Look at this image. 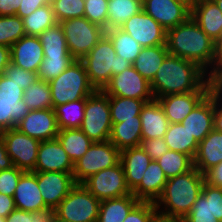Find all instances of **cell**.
I'll use <instances>...</instances> for the list:
<instances>
[{"label":"cell","mask_w":222,"mask_h":222,"mask_svg":"<svg viewBox=\"0 0 222 222\" xmlns=\"http://www.w3.org/2000/svg\"><path fill=\"white\" fill-rule=\"evenodd\" d=\"M154 98L211 92L209 75L196 63L168 54L150 82Z\"/></svg>","instance_id":"obj_1"},{"label":"cell","mask_w":222,"mask_h":222,"mask_svg":"<svg viewBox=\"0 0 222 222\" xmlns=\"http://www.w3.org/2000/svg\"><path fill=\"white\" fill-rule=\"evenodd\" d=\"M214 44L215 41L191 16L167 30L166 46L169 54L196 63L209 76L214 72Z\"/></svg>","instance_id":"obj_2"},{"label":"cell","mask_w":222,"mask_h":222,"mask_svg":"<svg viewBox=\"0 0 222 222\" xmlns=\"http://www.w3.org/2000/svg\"><path fill=\"white\" fill-rule=\"evenodd\" d=\"M204 183V174L195 167L182 175L169 178L154 203L158 214L182 220L191 211Z\"/></svg>","instance_id":"obj_3"},{"label":"cell","mask_w":222,"mask_h":222,"mask_svg":"<svg viewBox=\"0 0 222 222\" xmlns=\"http://www.w3.org/2000/svg\"><path fill=\"white\" fill-rule=\"evenodd\" d=\"M81 61L95 90H103L112 76L132 66L131 62L116 55L113 43L106 34Z\"/></svg>","instance_id":"obj_4"},{"label":"cell","mask_w":222,"mask_h":222,"mask_svg":"<svg viewBox=\"0 0 222 222\" xmlns=\"http://www.w3.org/2000/svg\"><path fill=\"white\" fill-rule=\"evenodd\" d=\"M53 108L86 99L95 88L90 84L81 60H74L58 77L50 80Z\"/></svg>","instance_id":"obj_5"},{"label":"cell","mask_w":222,"mask_h":222,"mask_svg":"<svg viewBox=\"0 0 222 222\" xmlns=\"http://www.w3.org/2000/svg\"><path fill=\"white\" fill-rule=\"evenodd\" d=\"M111 128L109 96L103 90H95L86 98L80 129L92 142H103L109 140Z\"/></svg>","instance_id":"obj_6"},{"label":"cell","mask_w":222,"mask_h":222,"mask_svg":"<svg viewBox=\"0 0 222 222\" xmlns=\"http://www.w3.org/2000/svg\"><path fill=\"white\" fill-rule=\"evenodd\" d=\"M69 53L81 60L105 34V29L91 23L85 17H77L60 22Z\"/></svg>","instance_id":"obj_7"},{"label":"cell","mask_w":222,"mask_h":222,"mask_svg":"<svg viewBox=\"0 0 222 222\" xmlns=\"http://www.w3.org/2000/svg\"><path fill=\"white\" fill-rule=\"evenodd\" d=\"M100 202L82 184H76L55 211L69 222H97Z\"/></svg>","instance_id":"obj_8"},{"label":"cell","mask_w":222,"mask_h":222,"mask_svg":"<svg viewBox=\"0 0 222 222\" xmlns=\"http://www.w3.org/2000/svg\"><path fill=\"white\" fill-rule=\"evenodd\" d=\"M120 162V151L109 141L93 142L87 152L74 163L73 176L81 184L89 176Z\"/></svg>","instance_id":"obj_9"},{"label":"cell","mask_w":222,"mask_h":222,"mask_svg":"<svg viewBox=\"0 0 222 222\" xmlns=\"http://www.w3.org/2000/svg\"><path fill=\"white\" fill-rule=\"evenodd\" d=\"M81 184L100 201L132 194L121 162L89 176Z\"/></svg>","instance_id":"obj_10"},{"label":"cell","mask_w":222,"mask_h":222,"mask_svg":"<svg viewBox=\"0 0 222 222\" xmlns=\"http://www.w3.org/2000/svg\"><path fill=\"white\" fill-rule=\"evenodd\" d=\"M1 136L13 165L24 172H33L37 162L40 141L16 128L2 131Z\"/></svg>","instance_id":"obj_11"},{"label":"cell","mask_w":222,"mask_h":222,"mask_svg":"<svg viewBox=\"0 0 222 222\" xmlns=\"http://www.w3.org/2000/svg\"><path fill=\"white\" fill-rule=\"evenodd\" d=\"M103 91L108 96L130 99L154 100L150 82L133 66L111 77Z\"/></svg>","instance_id":"obj_12"},{"label":"cell","mask_w":222,"mask_h":222,"mask_svg":"<svg viewBox=\"0 0 222 222\" xmlns=\"http://www.w3.org/2000/svg\"><path fill=\"white\" fill-rule=\"evenodd\" d=\"M143 48L166 45L167 30L143 10L130 17L121 27Z\"/></svg>","instance_id":"obj_13"},{"label":"cell","mask_w":222,"mask_h":222,"mask_svg":"<svg viewBox=\"0 0 222 222\" xmlns=\"http://www.w3.org/2000/svg\"><path fill=\"white\" fill-rule=\"evenodd\" d=\"M47 208L56 209L76 186L72 172H33Z\"/></svg>","instance_id":"obj_14"},{"label":"cell","mask_w":222,"mask_h":222,"mask_svg":"<svg viewBox=\"0 0 222 222\" xmlns=\"http://www.w3.org/2000/svg\"><path fill=\"white\" fill-rule=\"evenodd\" d=\"M183 222H222V188L203 184L201 194Z\"/></svg>","instance_id":"obj_15"},{"label":"cell","mask_w":222,"mask_h":222,"mask_svg":"<svg viewBox=\"0 0 222 222\" xmlns=\"http://www.w3.org/2000/svg\"><path fill=\"white\" fill-rule=\"evenodd\" d=\"M142 10L165 30L176 27L191 16V8L179 0H146Z\"/></svg>","instance_id":"obj_16"},{"label":"cell","mask_w":222,"mask_h":222,"mask_svg":"<svg viewBox=\"0 0 222 222\" xmlns=\"http://www.w3.org/2000/svg\"><path fill=\"white\" fill-rule=\"evenodd\" d=\"M16 129L40 142L55 139L59 132L53 109L29 111Z\"/></svg>","instance_id":"obj_17"},{"label":"cell","mask_w":222,"mask_h":222,"mask_svg":"<svg viewBox=\"0 0 222 222\" xmlns=\"http://www.w3.org/2000/svg\"><path fill=\"white\" fill-rule=\"evenodd\" d=\"M74 164L57 138L39 144L33 172H73Z\"/></svg>","instance_id":"obj_18"},{"label":"cell","mask_w":222,"mask_h":222,"mask_svg":"<svg viewBox=\"0 0 222 222\" xmlns=\"http://www.w3.org/2000/svg\"><path fill=\"white\" fill-rule=\"evenodd\" d=\"M11 62L24 70L38 73L44 59L38 36L25 35L10 47Z\"/></svg>","instance_id":"obj_19"},{"label":"cell","mask_w":222,"mask_h":222,"mask_svg":"<svg viewBox=\"0 0 222 222\" xmlns=\"http://www.w3.org/2000/svg\"><path fill=\"white\" fill-rule=\"evenodd\" d=\"M181 124L200 143L214 129V94L210 92Z\"/></svg>","instance_id":"obj_20"},{"label":"cell","mask_w":222,"mask_h":222,"mask_svg":"<svg viewBox=\"0 0 222 222\" xmlns=\"http://www.w3.org/2000/svg\"><path fill=\"white\" fill-rule=\"evenodd\" d=\"M210 92H189L157 98L165 116L172 123H181Z\"/></svg>","instance_id":"obj_21"},{"label":"cell","mask_w":222,"mask_h":222,"mask_svg":"<svg viewBox=\"0 0 222 222\" xmlns=\"http://www.w3.org/2000/svg\"><path fill=\"white\" fill-rule=\"evenodd\" d=\"M13 199L15 207L20 210L36 212L47 208L33 172H24L20 176Z\"/></svg>","instance_id":"obj_22"},{"label":"cell","mask_w":222,"mask_h":222,"mask_svg":"<svg viewBox=\"0 0 222 222\" xmlns=\"http://www.w3.org/2000/svg\"><path fill=\"white\" fill-rule=\"evenodd\" d=\"M191 17L214 41L222 34V12L213 0H199L191 8Z\"/></svg>","instance_id":"obj_23"},{"label":"cell","mask_w":222,"mask_h":222,"mask_svg":"<svg viewBox=\"0 0 222 222\" xmlns=\"http://www.w3.org/2000/svg\"><path fill=\"white\" fill-rule=\"evenodd\" d=\"M167 181L168 179L157 161L151 160L140 184L132 191V194L139 201L155 203L162 194Z\"/></svg>","instance_id":"obj_24"},{"label":"cell","mask_w":222,"mask_h":222,"mask_svg":"<svg viewBox=\"0 0 222 222\" xmlns=\"http://www.w3.org/2000/svg\"><path fill=\"white\" fill-rule=\"evenodd\" d=\"M142 140L164 137L170 122L157 99L146 102L140 113Z\"/></svg>","instance_id":"obj_25"},{"label":"cell","mask_w":222,"mask_h":222,"mask_svg":"<svg viewBox=\"0 0 222 222\" xmlns=\"http://www.w3.org/2000/svg\"><path fill=\"white\" fill-rule=\"evenodd\" d=\"M120 162L124 169L127 186L132 192L140 184L151 158L141 146H137L120 151Z\"/></svg>","instance_id":"obj_26"},{"label":"cell","mask_w":222,"mask_h":222,"mask_svg":"<svg viewBox=\"0 0 222 222\" xmlns=\"http://www.w3.org/2000/svg\"><path fill=\"white\" fill-rule=\"evenodd\" d=\"M222 162V133L213 129L199 144L194 167L204 174Z\"/></svg>","instance_id":"obj_27"},{"label":"cell","mask_w":222,"mask_h":222,"mask_svg":"<svg viewBox=\"0 0 222 222\" xmlns=\"http://www.w3.org/2000/svg\"><path fill=\"white\" fill-rule=\"evenodd\" d=\"M140 116L121 123H112L109 141L119 150L140 146L142 142Z\"/></svg>","instance_id":"obj_28"},{"label":"cell","mask_w":222,"mask_h":222,"mask_svg":"<svg viewBox=\"0 0 222 222\" xmlns=\"http://www.w3.org/2000/svg\"><path fill=\"white\" fill-rule=\"evenodd\" d=\"M139 202L133 194L102 200L97 222H123Z\"/></svg>","instance_id":"obj_29"},{"label":"cell","mask_w":222,"mask_h":222,"mask_svg":"<svg viewBox=\"0 0 222 222\" xmlns=\"http://www.w3.org/2000/svg\"><path fill=\"white\" fill-rule=\"evenodd\" d=\"M169 54L166 45L142 48L132 66L149 82H151Z\"/></svg>","instance_id":"obj_30"},{"label":"cell","mask_w":222,"mask_h":222,"mask_svg":"<svg viewBox=\"0 0 222 222\" xmlns=\"http://www.w3.org/2000/svg\"><path fill=\"white\" fill-rule=\"evenodd\" d=\"M164 141L167 143L169 150L184 153L194 160L199 143L181 123L169 125L164 135Z\"/></svg>","instance_id":"obj_31"},{"label":"cell","mask_w":222,"mask_h":222,"mask_svg":"<svg viewBox=\"0 0 222 222\" xmlns=\"http://www.w3.org/2000/svg\"><path fill=\"white\" fill-rule=\"evenodd\" d=\"M56 138L73 164L87 152L93 143L80 128L59 130Z\"/></svg>","instance_id":"obj_32"},{"label":"cell","mask_w":222,"mask_h":222,"mask_svg":"<svg viewBox=\"0 0 222 222\" xmlns=\"http://www.w3.org/2000/svg\"><path fill=\"white\" fill-rule=\"evenodd\" d=\"M38 37L44 57H73L68 51L63 28L59 22L48 27Z\"/></svg>","instance_id":"obj_33"},{"label":"cell","mask_w":222,"mask_h":222,"mask_svg":"<svg viewBox=\"0 0 222 222\" xmlns=\"http://www.w3.org/2000/svg\"><path fill=\"white\" fill-rule=\"evenodd\" d=\"M107 30L120 28L130 17L142 11V4L136 0H108Z\"/></svg>","instance_id":"obj_34"},{"label":"cell","mask_w":222,"mask_h":222,"mask_svg":"<svg viewBox=\"0 0 222 222\" xmlns=\"http://www.w3.org/2000/svg\"><path fill=\"white\" fill-rule=\"evenodd\" d=\"M86 99L68 102L53 108L59 130L79 129L85 116Z\"/></svg>","instance_id":"obj_35"},{"label":"cell","mask_w":222,"mask_h":222,"mask_svg":"<svg viewBox=\"0 0 222 222\" xmlns=\"http://www.w3.org/2000/svg\"><path fill=\"white\" fill-rule=\"evenodd\" d=\"M29 111L23 98H0V133L16 128Z\"/></svg>","instance_id":"obj_36"},{"label":"cell","mask_w":222,"mask_h":222,"mask_svg":"<svg viewBox=\"0 0 222 222\" xmlns=\"http://www.w3.org/2000/svg\"><path fill=\"white\" fill-rule=\"evenodd\" d=\"M152 100L130 99L127 97L109 96L112 123H121L139 116L146 102Z\"/></svg>","instance_id":"obj_37"},{"label":"cell","mask_w":222,"mask_h":222,"mask_svg":"<svg viewBox=\"0 0 222 222\" xmlns=\"http://www.w3.org/2000/svg\"><path fill=\"white\" fill-rule=\"evenodd\" d=\"M105 34L112 41L116 55L133 64L143 47L120 28L107 30Z\"/></svg>","instance_id":"obj_38"},{"label":"cell","mask_w":222,"mask_h":222,"mask_svg":"<svg viewBox=\"0 0 222 222\" xmlns=\"http://www.w3.org/2000/svg\"><path fill=\"white\" fill-rule=\"evenodd\" d=\"M26 35L39 36L48 27L58 23L51 3L39 7L30 15L22 18Z\"/></svg>","instance_id":"obj_39"},{"label":"cell","mask_w":222,"mask_h":222,"mask_svg":"<svg viewBox=\"0 0 222 222\" xmlns=\"http://www.w3.org/2000/svg\"><path fill=\"white\" fill-rule=\"evenodd\" d=\"M156 161L167 179L182 175L194 168V160L190 156L173 150H168Z\"/></svg>","instance_id":"obj_40"},{"label":"cell","mask_w":222,"mask_h":222,"mask_svg":"<svg viewBox=\"0 0 222 222\" xmlns=\"http://www.w3.org/2000/svg\"><path fill=\"white\" fill-rule=\"evenodd\" d=\"M23 100L30 111L53 109L51 88L47 81L38 80L26 88Z\"/></svg>","instance_id":"obj_41"},{"label":"cell","mask_w":222,"mask_h":222,"mask_svg":"<svg viewBox=\"0 0 222 222\" xmlns=\"http://www.w3.org/2000/svg\"><path fill=\"white\" fill-rule=\"evenodd\" d=\"M25 35L23 20L19 16H0V45L11 47Z\"/></svg>","instance_id":"obj_42"},{"label":"cell","mask_w":222,"mask_h":222,"mask_svg":"<svg viewBox=\"0 0 222 222\" xmlns=\"http://www.w3.org/2000/svg\"><path fill=\"white\" fill-rule=\"evenodd\" d=\"M57 22L84 17L85 0H51Z\"/></svg>","instance_id":"obj_43"},{"label":"cell","mask_w":222,"mask_h":222,"mask_svg":"<svg viewBox=\"0 0 222 222\" xmlns=\"http://www.w3.org/2000/svg\"><path fill=\"white\" fill-rule=\"evenodd\" d=\"M74 60V57H44L37 73L38 79L49 82L66 70Z\"/></svg>","instance_id":"obj_44"},{"label":"cell","mask_w":222,"mask_h":222,"mask_svg":"<svg viewBox=\"0 0 222 222\" xmlns=\"http://www.w3.org/2000/svg\"><path fill=\"white\" fill-rule=\"evenodd\" d=\"M56 211L46 208L36 212L15 209L7 217L6 222H53Z\"/></svg>","instance_id":"obj_45"},{"label":"cell","mask_w":222,"mask_h":222,"mask_svg":"<svg viewBox=\"0 0 222 222\" xmlns=\"http://www.w3.org/2000/svg\"><path fill=\"white\" fill-rule=\"evenodd\" d=\"M108 0H85L84 17L91 23L107 28Z\"/></svg>","instance_id":"obj_46"},{"label":"cell","mask_w":222,"mask_h":222,"mask_svg":"<svg viewBox=\"0 0 222 222\" xmlns=\"http://www.w3.org/2000/svg\"><path fill=\"white\" fill-rule=\"evenodd\" d=\"M4 75L19 84V87L23 90L39 80L37 73L24 70L12 62L6 67Z\"/></svg>","instance_id":"obj_47"},{"label":"cell","mask_w":222,"mask_h":222,"mask_svg":"<svg viewBox=\"0 0 222 222\" xmlns=\"http://www.w3.org/2000/svg\"><path fill=\"white\" fill-rule=\"evenodd\" d=\"M158 214L153 202L140 201L127 215L123 222H151Z\"/></svg>","instance_id":"obj_48"},{"label":"cell","mask_w":222,"mask_h":222,"mask_svg":"<svg viewBox=\"0 0 222 222\" xmlns=\"http://www.w3.org/2000/svg\"><path fill=\"white\" fill-rule=\"evenodd\" d=\"M23 173L24 171L16 166L0 171V193L13 197L20 176Z\"/></svg>","instance_id":"obj_49"},{"label":"cell","mask_w":222,"mask_h":222,"mask_svg":"<svg viewBox=\"0 0 222 222\" xmlns=\"http://www.w3.org/2000/svg\"><path fill=\"white\" fill-rule=\"evenodd\" d=\"M140 146L151 160L154 161L169 150L167 143L164 141V137L142 140Z\"/></svg>","instance_id":"obj_50"},{"label":"cell","mask_w":222,"mask_h":222,"mask_svg":"<svg viewBox=\"0 0 222 222\" xmlns=\"http://www.w3.org/2000/svg\"><path fill=\"white\" fill-rule=\"evenodd\" d=\"M24 90L19 84L7 78L4 74L0 76V98H23Z\"/></svg>","instance_id":"obj_51"},{"label":"cell","mask_w":222,"mask_h":222,"mask_svg":"<svg viewBox=\"0 0 222 222\" xmlns=\"http://www.w3.org/2000/svg\"><path fill=\"white\" fill-rule=\"evenodd\" d=\"M51 0H21L20 7L16 13L21 19L30 15L39 7L49 4Z\"/></svg>","instance_id":"obj_52"},{"label":"cell","mask_w":222,"mask_h":222,"mask_svg":"<svg viewBox=\"0 0 222 222\" xmlns=\"http://www.w3.org/2000/svg\"><path fill=\"white\" fill-rule=\"evenodd\" d=\"M205 183L222 188V162L204 173Z\"/></svg>","instance_id":"obj_53"},{"label":"cell","mask_w":222,"mask_h":222,"mask_svg":"<svg viewBox=\"0 0 222 222\" xmlns=\"http://www.w3.org/2000/svg\"><path fill=\"white\" fill-rule=\"evenodd\" d=\"M21 0H0V16H15Z\"/></svg>","instance_id":"obj_54"},{"label":"cell","mask_w":222,"mask_h":222,"mask_svg":"<svg viewBox=\"0 0 222 222\" xmlns=\"http://www.w3.org/2000/svg\"><path fill=\"white\" fill-rule=\"evenodd\" d=\"M15 209L13 197L0 193V217L6 218Z\"/></svg>","instance_id":"obj_55"},{"label":"cell","mask_w":222,"mask_h":222,"mask_svg":"<svg viewBox=\"0 0 222 222\" xmlns=\"http://www.w3.org/2000/svg\"><path fill=\"white\" fill-rule=\"evenodd\" d=\"M12 160L6 151V146L0 133V171L13 167Z\"/></svg>","instance_id":"obj_56"},{"label":"cell","mask_w":222,"mask_h":222,"mask_svg":"<svg viewBox=\"0 0 222 222\" xmlns=\"http://www.w3.org/2000/svg\"><path fill=\"white\" fill-rule=\"evenodd\" d=\"M214 129L222 133V103L214 95Z\"/></svg>","instance_id":"obj_57"},{"label":"cell","mask_w":222,"mask_h":222,"mask_svg":"<svg viewBox=\"0 0 222 222\" xmlns=\"http://www.w3.org/2000/svg\"><path fill=\"white\" fill-rule=\"evenodd\" d=\"M10 62V47L0 45V76L5 73V69Z\"/></svg>","instance_id":"obj_58"},{"label":"cell","mask_w":222,"mask_h":222,"mask_svg":"<svg viewBox=\"0 0 222 222\" xmlns=\"http://www.w3.org/2000/svg\"><path fill=\"white\" fill-rule=\"evenodd\" d=\"M209 77L211 90H222V65H220Z\"/></svg>","instance_id":"obj_59"},{"label":"cell","mask_w":222,"mask_h":222,"mask_svg":"<svg viewBox=\"0 0 222 222\" xmlns=\"http://www.w3.org/2000/svg\"><path fill=\"white\" fill-rule=\"evenodd\" d=\"M222 65V34L214 44V71Z\"/></svg>","instance_id":"obj_60"},{"label":"cell","mask_w":222,"mask_h":222,"mask_svg":"<svg viewBox=\"0 0 222 222\" xmlns=\"http://www.w3.org/2000/svg\"><path fill=\"white\" fill-rule=\"evenodd\" d=\"M151 222H183L181 219L166 217L160 214H157Z\"/></svg>","instance_id":"obj_61"},{"label":"cell","mask_w":222,"mask_h":222,"mask_svg":"<svg viewBox=\"0 0 222 222\" xmlns=\"http://www.w3.org/2000/svg\"><path fill=\"white\" fill-rule=\"evenodd\" d=\"M216 98L222 103V90H211Z\"/></svg>","instance_id":"obj_62"},{"label":"cell","mask_w":222,"mask_h":222,"mask_svg":"<svg viewBox=\"0 0 222 222\" xmlns=\"http://www.w3.org/2000/svg\"><path fill=\"white\" fill-rule=\"evenodd\" d=\"M184 2L187 6L192 8L199 0H179Z\"/></svg>","instance_id":"obj_63"},{"label":"cell","mask_w":222,"mask_h":222,"mask_svg":"<svg viewBox=\"0 0 222 222\" xmlns=\"http://www.w3.org/2000/svg\"><path fill=\"white\" fill-rule=\"evenodd\" d=\"M53 222H69V221L61 219L57 215H55Z\"/></svg>","instance_id":"obj_64"},{"label":"cell","mask_w":222,"mask_h":222,"mask_svg":"<svg viewBox=\"0 0 222 222\" xmlns=\"http://www.w3.org/2000/svg\"><path fill=\"white\" fill-rule=\"evenodd\" d=\"M222 12V0H213Z\"/></svg>","instance_id":"obj_65"},{"label":"cell","mask_w":222,"mask_h":222,"mask_svg":"<svg viewBox=\"0 0 222 222\" xmlns=\"http://www.w3.org/2000/svg\"><path fill=\"white\" fill-rule=\"evenodd\" d=\"M0 222H6V218L0 217Z\"/></svg>","instance_id":"obj_66"},{"label":"cell","mask_w":222,"mask_h":222,"mask_svg":"<svg viewBox=\"0 0 222 222\" xmlns=\"http://www.w3.org/2000/svg\"><path fill=\"white\" fill-rule=\"evenodd\" d=\"M137 2H140L141 4H143L146 0H136Z\"/></svg>","instance_id":"obj_67"}]
</instances>
